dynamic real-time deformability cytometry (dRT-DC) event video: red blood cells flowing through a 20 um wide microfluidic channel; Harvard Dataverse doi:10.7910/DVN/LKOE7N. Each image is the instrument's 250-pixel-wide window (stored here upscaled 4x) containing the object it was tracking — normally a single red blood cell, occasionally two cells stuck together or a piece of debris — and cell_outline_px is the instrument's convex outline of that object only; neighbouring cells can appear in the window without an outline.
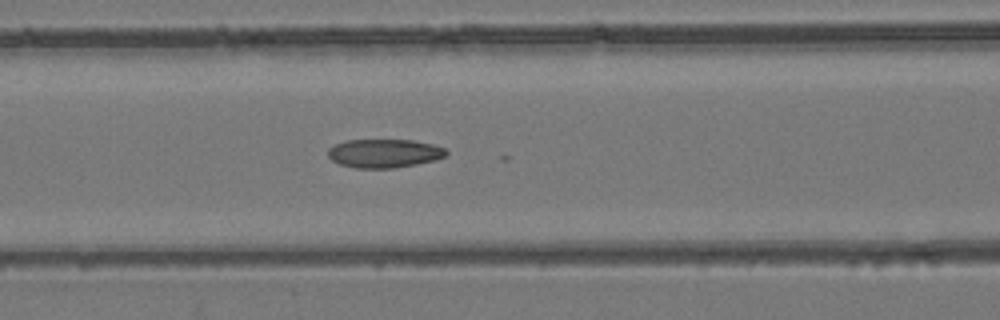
{"species": "common noctule bat (a hibernating species)", "species_latin": "Nyctalus noctula", "temperature_condition": "room temperature", "stored_images_in_passage": 38, "camera_frame_rate_fps": 3000, "um_per_image_px": 0.085, "animal": {"sex": "female", "body_mass_g": 24.6, "forearm_length_mm": 56.2}, "frame": {"image": 1, "passage_image": 8, "time_ms": 2.333, "image_size_px": [1000, 320], "cell_outline_px": [[448, 152], [444, 156], [432, 160], [416, 164], [396, 168], [356, 168], [340, 164], [332, 160], [328, 156], [328, 148], [344, 140], [412, 140], [432, 144], [444, 148]], "centroid_in_image_um": [32.62, 13.03], "position_along_channel_um": 134.0, "area_um2": 19.59}}
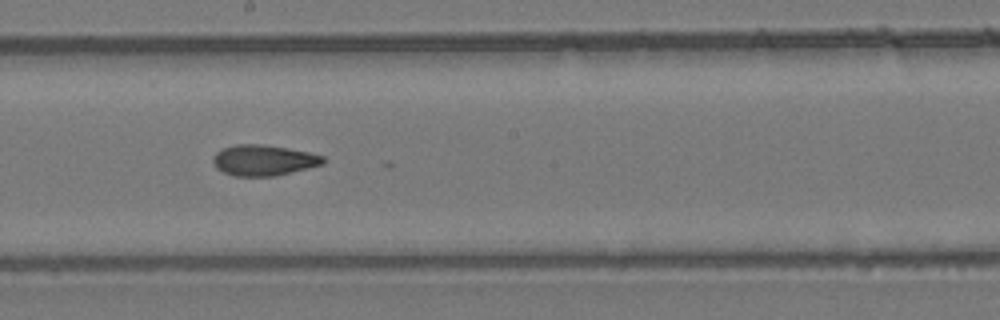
{"frame": {"image": 2, "passage_image": 15, "time_ms": 4.667, "image_size_px": [1000, 320], "cell_outline_px": [[324, 164], [276, 176], [236, 176], [224, 172], [216, 168], [212, 160], [212, 156], [216, 152], [224, 148], [236, 144], [264, 144], [288, 148], [308, 152], [324, 156]], "centroid_in_image_um": [22.4, 13.62], "position_along_channel_um": 225.8, "area_um2": 19.77}}
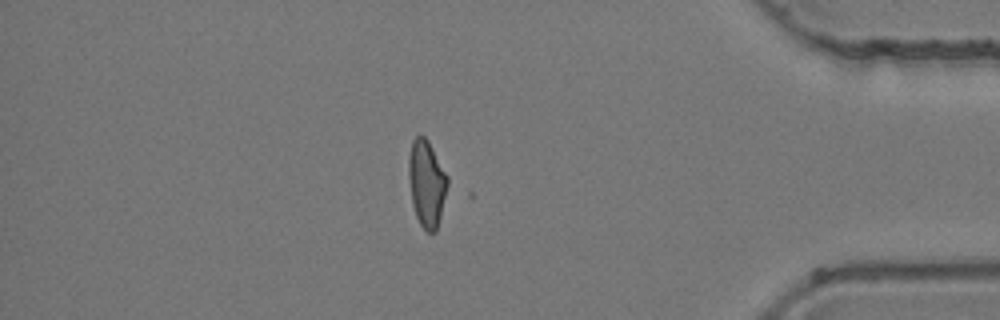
{"frame": {"image": 3, "passage_image": 31, "time_ms": 10.0, "image_size_px": [1000, 320], "cell_outline_px": [[448, 184], [436, 232], [428, 232], [420, 224], [416, 216], [412, 204], [408, 176], [408, 156], [412, 140], [416, 136], [424, 136], [428, 140], [448, 176]], "centroid_in_image_um": [36.25, 15.57], "position_along_channel_um": 399.0, "area_um2": 19.59}}